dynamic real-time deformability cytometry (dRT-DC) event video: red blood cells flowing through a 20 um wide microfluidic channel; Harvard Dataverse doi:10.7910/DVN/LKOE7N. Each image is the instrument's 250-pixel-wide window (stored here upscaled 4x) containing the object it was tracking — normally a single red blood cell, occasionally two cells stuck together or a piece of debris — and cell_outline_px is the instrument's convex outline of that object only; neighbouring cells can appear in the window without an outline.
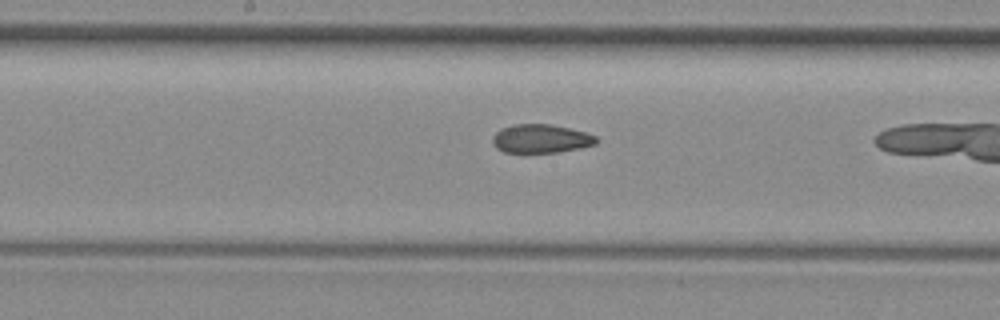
{"species": "common noctule bat (a hibernating species)", "species_latin": "Nyctalus noctula", "temperature_condition": "room temperature", "stored_images_in_passage": 9, "segment_of_instrument_passage": [2, 2], "camera_frame_rate_fps": 3000, "um_per_image_px": 0.085, "animal": {"sex": "female", "body_mass_g": 29.2, "forearm_length_mm": 56.3}, "frame": {"image": 1, "passage_image": 8, "time_ms": 9.0, "image_size_px": [1000, 320], "cell_outline_px": [[600, 140], [596, 144], [580, 148], [560, 152], [504, 152], [496, 148], [492, 140], [492, 136], [500, 128], [512, 124], [548, 124], [588, 132], [596, 136]], "centroid_in_image_um": [45.99, 11.78], "position_along_channel_um": 202.2, "area_um2": 17.46}}